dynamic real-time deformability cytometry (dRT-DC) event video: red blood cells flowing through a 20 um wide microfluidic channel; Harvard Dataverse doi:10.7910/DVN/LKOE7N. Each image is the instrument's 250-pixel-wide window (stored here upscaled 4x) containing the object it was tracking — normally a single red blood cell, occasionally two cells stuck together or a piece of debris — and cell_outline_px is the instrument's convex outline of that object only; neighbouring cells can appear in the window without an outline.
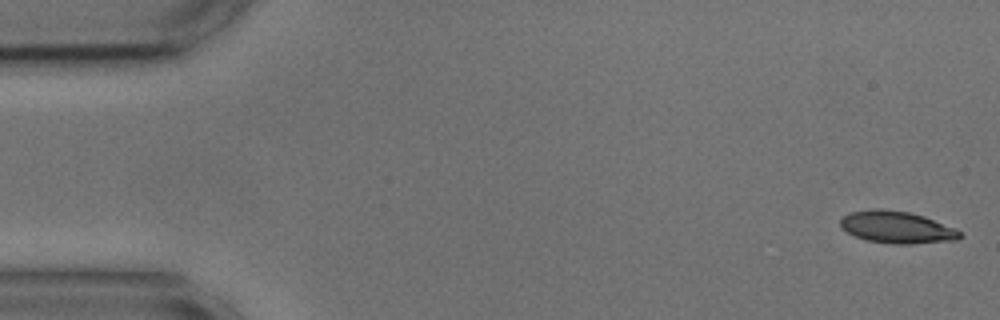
{"species": "common noctule bat (a hibernating species)", "species_latin": "Nyctalus noctula", "temperature_condition": "cold", "stored_images_in_passage": 53, "camera_frame_rate_fps": 3000, "um_per_image_px": 0.085, "animal": {"sex": "male", "body_mass_g": 17.9, "forearm_length_mm": 54.2}, "frame": {"image": 1, "passage_image": 1, "time_ms": 0.0, "image_size_px": [1000, 320], "cell_outline_px": [[960, 236], [956, 240], [912, 244], [896, 244], [868, 240], [856, 236], [840, 228], [840, 216], [848, 212], [876, 208], [880, 208], [908, 212], [924, 216], [956, 228], [960, 232]], "centroid_in_image_um": [76.19, 19.3], "position_along_channel_um": 8.8, "area_um2": 22.37}}
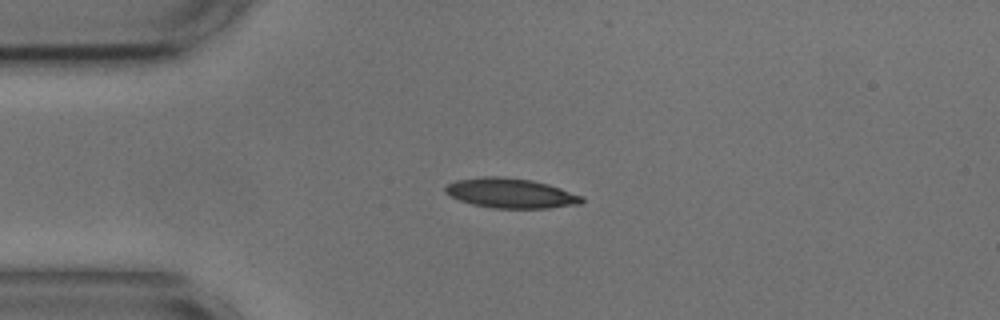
{"frame": {"image": 2, "passage_image": 12, "time_ms": 3.667, "image_size_px": [1000, 320], "cell_outline_px": [[584, 200], [580, 204], [548, 208], [492, 208], [472, 204], [460, 200], [444, 192], [444, 188], [448, 184], [456, 180], [484, 176], [500, 176], [532, 180], [548, 184], [584, 196]], "centroid_in_image_um": [43.42, 16.42], "position_along_channel_um": 41.6, "area_um2": 23.7}}
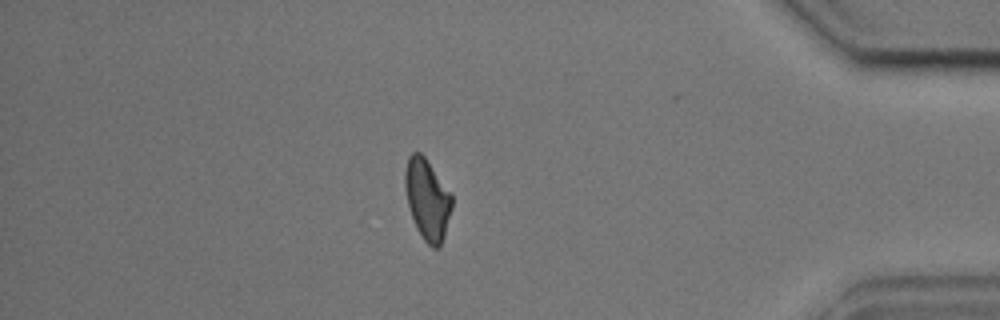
{"frame": {"image": 3, "passage_image": 46, "time_ms": 15.0, "image_size_px": [1000, 320], "cell_outline_px": [[452, 208], [444, 236], [440, 248], [432, 248], [424, 240], [416, 228], [408, 204], [404, 188], [404, 172], [408, 156], [412, 152], [420, 152], [424, 156], [452, 196]], "centroid_in_image_um": [36.3, 16.96], "position_along_channel_um": 398.9, "area_um2": 21.91}, "authors_computed_cell_mechanics": {"area_um2": 22.6576, "velocity_mm_per_s": 3.6623, "shape_relaxation_time_tau1_ms": 2.9924, "shape_relaxation_time_tau2_ms": 1.9282, "deformation_change_tau1": 0.1238, "deformation_change_tau2": 0.0817}}